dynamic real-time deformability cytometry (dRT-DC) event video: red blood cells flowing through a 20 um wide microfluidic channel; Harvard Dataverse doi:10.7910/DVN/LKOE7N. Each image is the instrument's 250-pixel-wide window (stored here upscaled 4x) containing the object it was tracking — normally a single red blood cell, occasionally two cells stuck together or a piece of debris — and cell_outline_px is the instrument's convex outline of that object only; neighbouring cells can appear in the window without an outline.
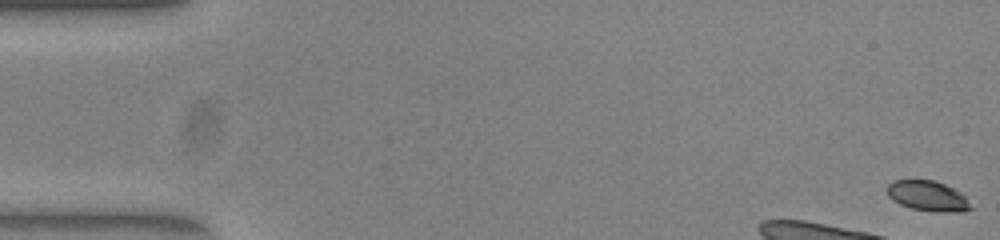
{"species": "common noctule bat (a hibernating species)", "species_latin": "Nyctalus noctula", "temperature_condition": "warm", "stored_images_in_passage": 13, "camera_frame_rate_fps": 3000, "um_per_image_px": 0.085, "animal": {"sex": "female", "body_mass_g": 23.0, "forearm_length_mm": 53.4}, "frame": {"image": 1, "passage_image": 1, "time_ms": 0.0, "image_size_px": [1000, 240], "cell_outline_px": [[972, 208], [960, 212], [944, 212], [912, 208], [900, 204], [892, 200], [888, 196], [888, 184], [892, 180], [932, 180], [944, 184], [960, 192], [964, 196]], "centroid_in_image_um": [78.83, 16.65], "position_along_channel_um": 6.2, "area_um2": 14.45}}